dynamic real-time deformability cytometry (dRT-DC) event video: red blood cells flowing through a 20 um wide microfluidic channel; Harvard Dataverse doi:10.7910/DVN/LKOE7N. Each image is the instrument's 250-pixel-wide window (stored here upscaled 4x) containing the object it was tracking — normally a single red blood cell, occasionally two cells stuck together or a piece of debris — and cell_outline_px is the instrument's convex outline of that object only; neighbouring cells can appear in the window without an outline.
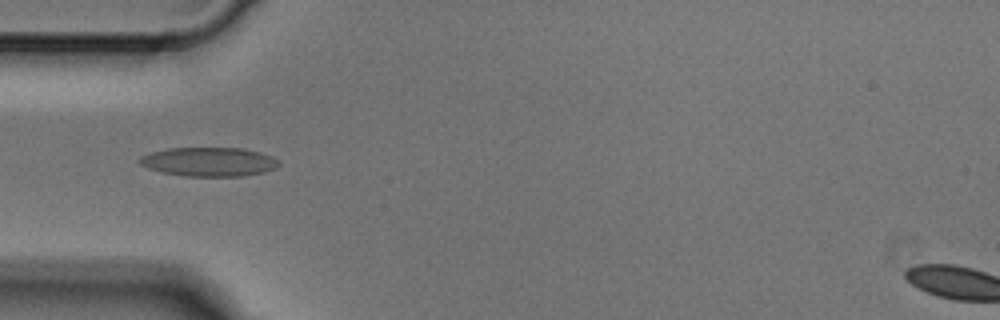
{"species": "Egyptian fruit bat (a non-hibernating species)", "species_latin": "Rousettus aegyptiacus", "temperature_condition": "cold", "stored_images_in_passage": 5, "camera_frame_rate_fps": 3000, "um_per_image_px": 0.085, "animal": {"sex": "male"}, "frame": {"image": 1, "passage_image": 5, "time_ms": 1.333, "image_size_px": [1000, 320], "cell_outline_px": [[280, 164], [276, 168], [264, 172], [240, 176], [184, 176], [160, 172], [148, 168], [140, 164], [140, 156], [152, 152], [168, 148], [240, 148], [260, 152], [272, 156], [280, 160]], "centroid_in_image_um": [17.78, 13.75], "position_along_channel_um": 67.2, "area_um2": 23.58}}